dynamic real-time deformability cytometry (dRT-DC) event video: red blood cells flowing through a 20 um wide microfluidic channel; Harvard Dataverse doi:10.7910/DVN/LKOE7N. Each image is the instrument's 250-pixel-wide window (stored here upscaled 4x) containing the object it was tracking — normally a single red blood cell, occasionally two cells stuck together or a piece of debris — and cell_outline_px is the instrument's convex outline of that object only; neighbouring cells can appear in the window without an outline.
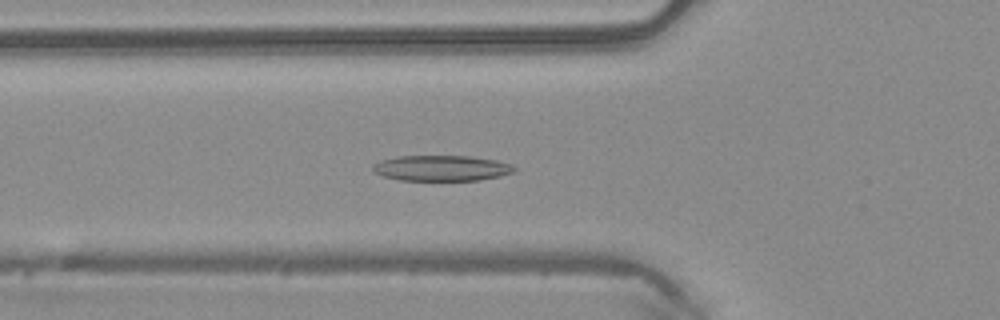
{"species": "common noctule bat (a hibernating species)", "species_latin": "Nyctalus noctula", "temperature_condition": "warm", "stored_images_in_passage": 44, "camera_frame_rate_fps": 3000, "um_per_image_px": 0.085, "animal": {"sex": "male", "body_mass_g": 20.4}, "frame": {"image": 1, "passage_image": 12, "time_ms": 3.667, "image_size_px": [1000, 320], "cell_outline_px": [[516, 172], [500, 176], [480, 180], [400, 180], [384, 176], [372, 172], [372, 164], [380, 160], [396, 156], [468, 156], [496, 160], [512, 164], [516, 168]], "centroid_in_image_um": [37.52, 14.29], "position_along_channel_um": 88.3, "area_um2": 21.27}}
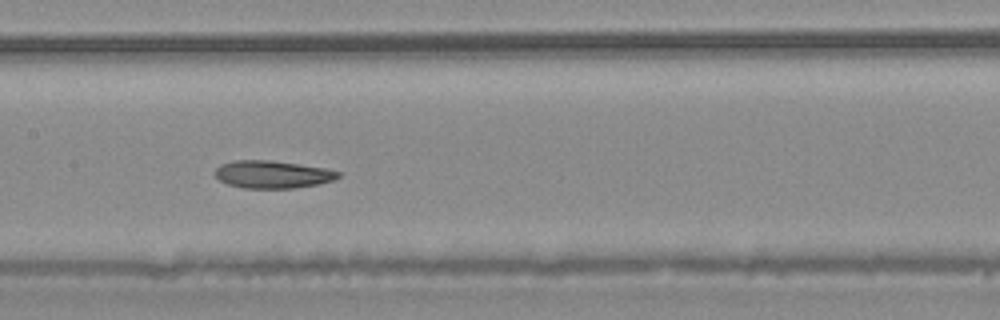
{"frame": {"image": 2, "passage_image": 19, "time_ms": 6.0, "image_size_px": [1000, 320], "cell_outline_px": [[340, 176], [336, 180], [320, 184], [296, 188], [244, 188], [228, 184], [220, 180], [212, 172], [220, 164], [232, 160], [272, 160], [328, 168], [340, 172]], "centroid_in_image_um": [23.19, 14.82], "position_along_channel_um": 184.2, "area_um2": 20.17}}
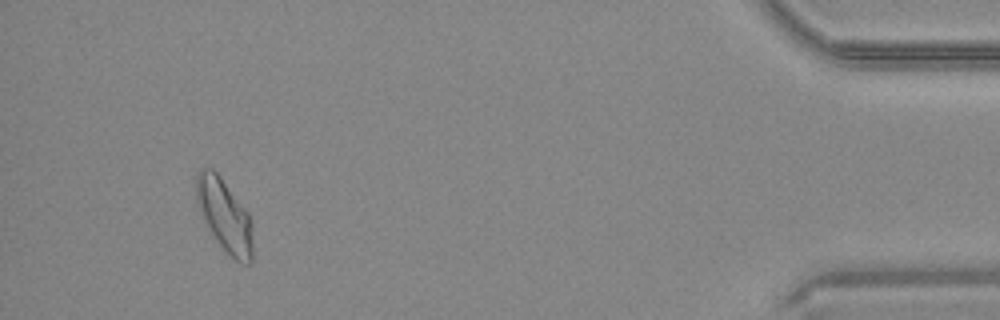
{"frame": {"image": 3, "passage_image": 41, "time_ms": 13.333, "image_size_px": [1000, 320], "cell_outline_px": [[252, 260], [248, 264], [244, 264], [236, 260], [216, 240], [204, 220], [200, 212], [196, 200], [196, 172], [200, 168], [212, 168], [220, 176], [248, 212], [252, 224]], "centroid_in_image_um": [19.08, 18.27], "position_along_channel_um": 416.1, "area_um2": 23.64}, "authors_computed_cell_mechanics": {"area_um2": 21.4149, "velocity_mm_per_s": 4.0897, "shape_relaxation_time_tau1_ms": null, "shape_relaxation_time_tau2_ms": 3.5393, "deformation_change_tau1": null, "deformation_change_tau2": 0.0984}}